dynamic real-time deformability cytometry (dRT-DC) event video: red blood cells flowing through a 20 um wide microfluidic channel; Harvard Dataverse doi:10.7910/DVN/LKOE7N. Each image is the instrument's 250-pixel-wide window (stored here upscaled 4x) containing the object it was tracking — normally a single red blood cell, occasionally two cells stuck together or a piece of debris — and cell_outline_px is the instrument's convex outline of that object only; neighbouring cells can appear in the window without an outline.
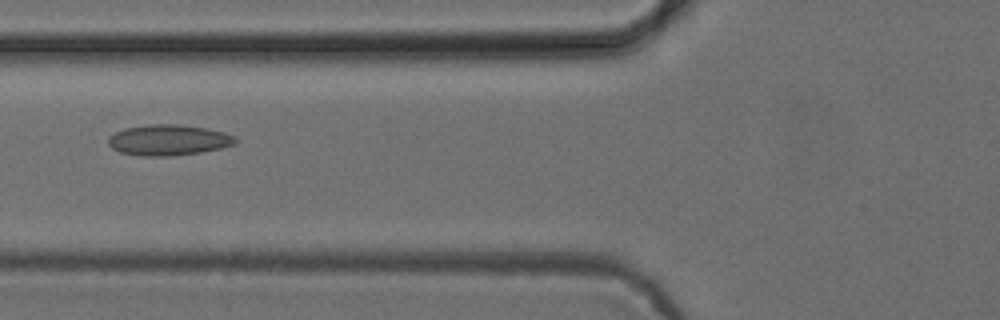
{"species": "common noctule bat (a hibernating species)", "species_latin": "Nyctalus noctula", "temperature_condition": "cold", "stored_images_in_passage": 52, "camera_frame_rate_fps": 3000, "um_per_image_px": 0.085, "animal": {"sex": "female", "body_mass_g": 24.6, "forearm_length_mm": 56.2}, "frame": {"image": 1, "passage_image": 20, "time_ms": 6.333, "image_size_px": [1000, 320], "cell_outline_px": [[236, 144], [220, 148], [200, 152], [172, 156], [140, 156], [120, 152], [112, 148], [108, 144], [108, 136], [124, 128], [148, 124], [180, 124], [208, 128], [224, 132], [232, 136], [236, 140]], "centroid_in_image_um": [14.29, 11.9], "position_along_channel_um": 111.5, "area_um2": 22.89}}
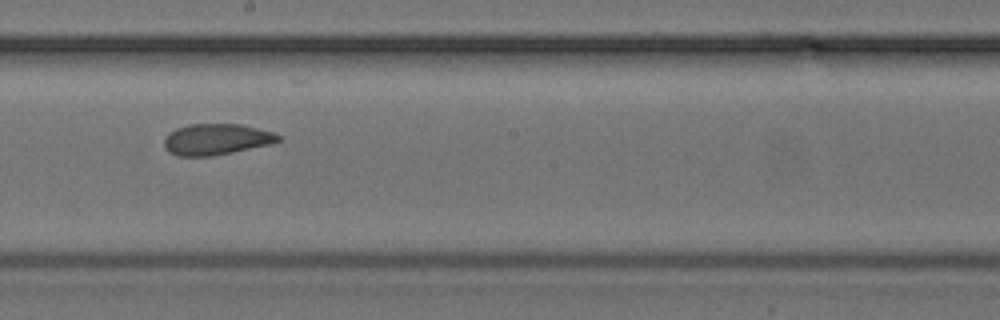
{"frame": {"image": 2, "passage_image": 29, "time_ms": 9.333, "image_size_px": [1000, 320], "cell_outline_px": [[280, 140], [272, 144], [212, 156], [176, 156], [168, 152], [164, 148], [164, 140], [168, 132], [176, 128], [188, 124], [240, 124], [272, 132], [280, 136]], "centroid_in_image_um": [18.34, 11.85], "position_along_channel_um": 229.9, "area_um2": 20.75}}
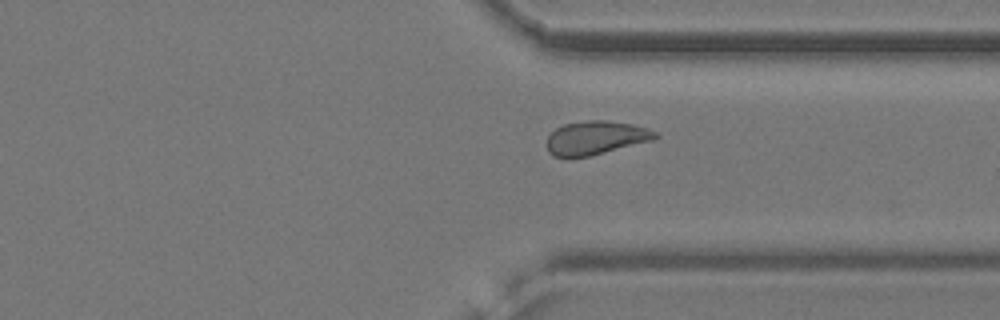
{"frame": {"image": 3, "passage_image": 39, "time_ms": 12.667, "image_size_px": [1000, 320], "cell_outline_px": [[660, 136], [652, 140], [592, 156], [568, 160], [552, 156], [548, 152], [548, 136], [556, 128], [564, 124], [588, 120], [608, 120], [632, 124], [648, 128], [656, 132]], "centroid_in_image_um": [50.61, 11.75], "position_along_channel_um": 360.8, "area_um2": 21.73}, "authors_computed_cell_mechanics": {"area_um2": 22.1663, "velocity_mm_per_s": 3.9271, "shape_relaxation_time_tau1_ms": null, "shape_relaxation_time_tau2_ms": 1.7537, "deformation_change_tau1": null, "deformation_change_tau2": 0.0706}}